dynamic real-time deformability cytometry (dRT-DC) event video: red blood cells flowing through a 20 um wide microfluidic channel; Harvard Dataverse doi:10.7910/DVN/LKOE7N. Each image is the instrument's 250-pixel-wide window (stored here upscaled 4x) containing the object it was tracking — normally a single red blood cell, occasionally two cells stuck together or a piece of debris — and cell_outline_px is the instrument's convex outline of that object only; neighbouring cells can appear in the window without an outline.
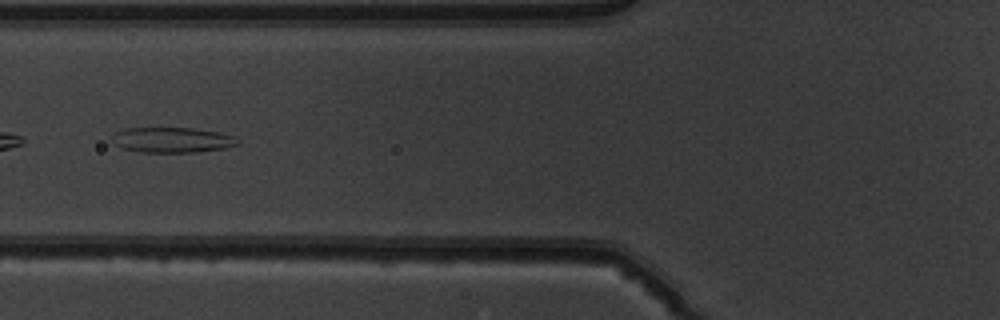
{"species": "common noctule bat (a hibernating species)", "species_latin": "Nyctalus noctula", "temperature_condition": "warm", "stored_images_in_passage": 33, "camera_frame_rate_fps": 3000, "um_per_image_px": 0.085, "animal": {"sex": "male", "body_mass_g": 19.5, "forearm_length_mm": 54.6}, "frame": {"image": 1, "passage_image": 4, "time_ms": 1.0, "image_size_px": [1000, 320], "cell_outline_px": [[240, 144], [224, 148], [196, 152], [140, 152], [120, 148], [112, 140], [112, 136], [116, 132], [124, 128], [192, 128], [216, 132], [236, 136]], "centroid_in_image_um": [14.63, 11.9], "position_along_channel_um": 111.2, "area_um2": 18.5}}
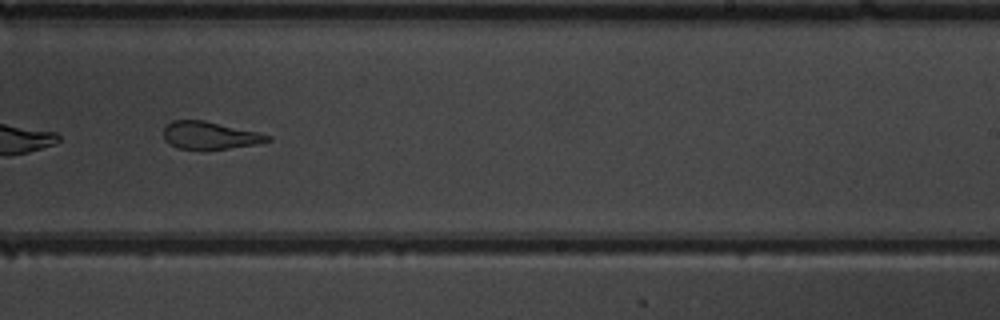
{"frame": {"image": 2, "passage_image": 16, "time_ms": 5.0, "image_size_px": [1000, 320], "cell_outline_px": [[272, 140], [256, 144], [228, 148], [176, 148], [168, 144], [164, 140], [164, 128], [172, 120], [204, 120], [256, 132], [272, 136]], "centroid_in_image_um": [17.81, 11.5], "position_along_channel_um": 271.2, "area_um2": 16.36}}
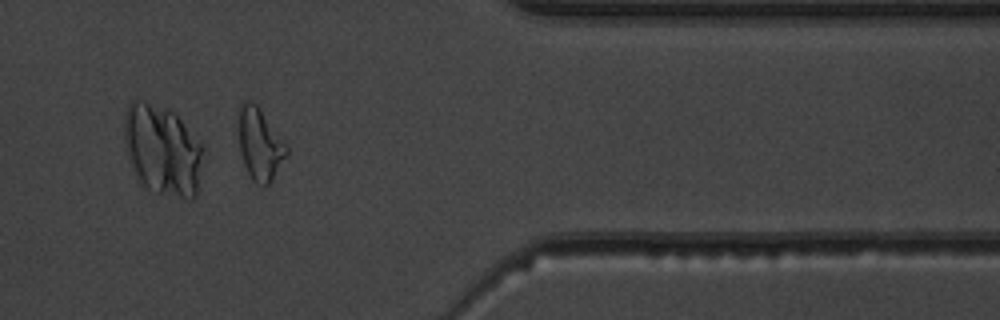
{"frame": {"image": 3, "passage_image": 26, "time_ms": 8.333, "image_size_px": [1000, 320], "cell_outline_px": [[288, 156], [272, 180], [264, 188], [256, 184], [252, 180], [244, 164], [240, 152], [240, 108], [244, 100], [252, 100], [256, 104], [288, 148]], "centroid_in_image_um": [22.11, 12.33], "position_along_channel_um": 389.3, "area_um2": 19.71}}